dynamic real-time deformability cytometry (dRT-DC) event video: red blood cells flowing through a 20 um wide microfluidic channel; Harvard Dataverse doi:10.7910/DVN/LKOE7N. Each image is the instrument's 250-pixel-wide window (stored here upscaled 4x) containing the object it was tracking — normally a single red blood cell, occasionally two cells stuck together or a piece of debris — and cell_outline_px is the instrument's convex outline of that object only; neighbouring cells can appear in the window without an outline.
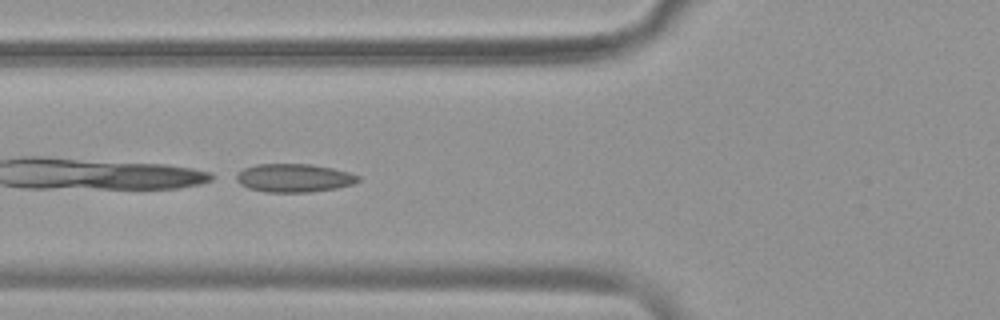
{"species": "common noctule bat (a hibernating species)", "species_latin": "Nyctalus noctula", "temperature_condition": "warm", "stored_images_in_passage": 39, "camera_frame_rate_fps": 3000, "um_per_image_px": 0.085, "animal": {"sex": "female", "body_mass_g": 19.9}, "frame": {"image": 1, "passage_image": 6, "time_ms": 1.667, "image_size_px": [1000, 320], "cell_outline_px": [[360, 180], [352, 184], [336, 188], [312, 192], [268, 192], [248, 188], [240, 184], [232, 176], [244, 168], [256, 164], [312, 164], [332, 168], [348, 172], [360, 176]], "centroid_in_image_um": [24.96, 15.12], "position_along_channel_um": 100.8, "area_um2": 20.23}}
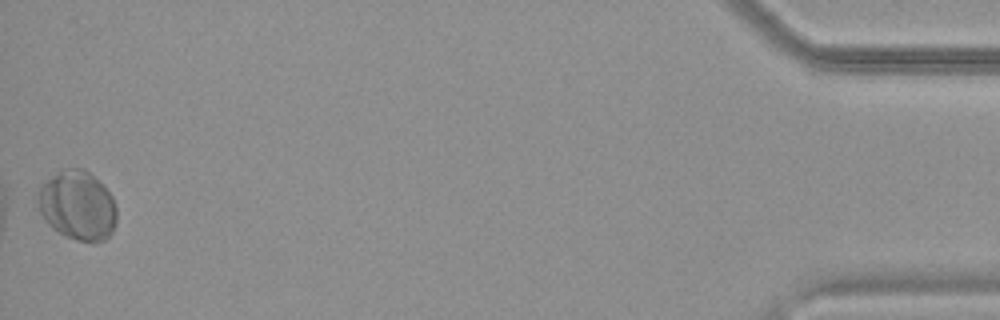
{"frame": {"image": 2, "passage_image": 39, "time_ms": 12.667, "image_size_px": [1000, 320], "cell_outline_px": [[116, 224], [112, 232], [104, 240], [76, 240], [64, 236], [52, 228], [44, 220], [36, 204], [36, 192], [40, 184], [64, 168], [84, 168], [112, 196], [116, 208]], "centroid_in_image_um": [6.53, 17.46], "position_along_channel_um": 428.7, "area_um2": 31.85}}